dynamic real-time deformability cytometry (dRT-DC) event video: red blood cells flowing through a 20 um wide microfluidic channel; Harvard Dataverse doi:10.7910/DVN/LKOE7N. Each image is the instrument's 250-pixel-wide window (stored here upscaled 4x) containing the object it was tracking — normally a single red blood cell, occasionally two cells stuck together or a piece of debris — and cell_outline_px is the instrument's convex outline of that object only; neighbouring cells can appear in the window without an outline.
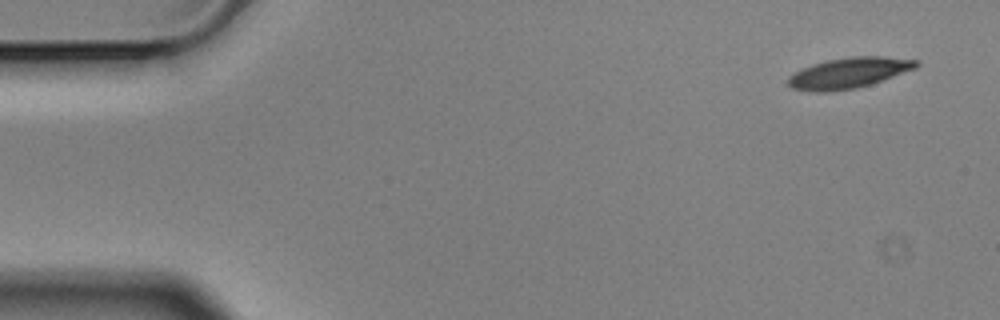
{"species": "Egyptian fruit bat (a non-hibernating species)", "species_latin": "Rousettus aegyptiacus", "temperature_condition": "cold", "stored_images_in_passage": 10, "camera_frame_rate_fps": 3000, "um_per_image_px": 0.085, "animal": {"sex": "male"}, "frame": {"image": 1, "passage_image": 1, "time_ms": 0.0, "image_size_px": [1000, 320], "cell_outline_px": [[920, 64], [916, 68], [872, 84], [856, 88], [828, 92], [812, 92], [792, 88], [788, 84], [788, 76], [812, 64], [828, 60], [848, 56], [884, 56], [920, 60]], "centroid_in_image_um": [72.18, 6.19], "position_along_channel_um": 12.8, "area_um2": 23.0}}
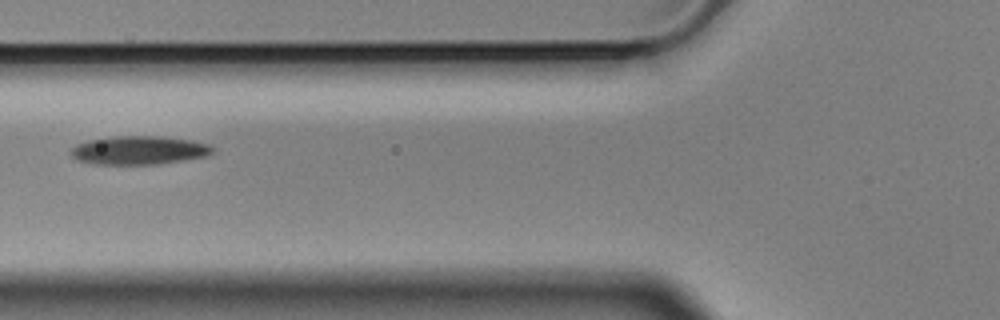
{"frame": {"image": 2, "passage_image": 6, "time_ms": 1.667, "image_size_px": [1000, 320], "cell_outline_px": [[216, 148], [208, 156], [160, 164], [92, 164], [76, 160], [68, 152], [76, 144], [88, 140], [112, 136], [160, 136], [192, 140], [208, 144]], "centroid_in_image_um": [11.8, 12.77], "position_along_channel_um": 114.0, "area_um2": 23.87}}
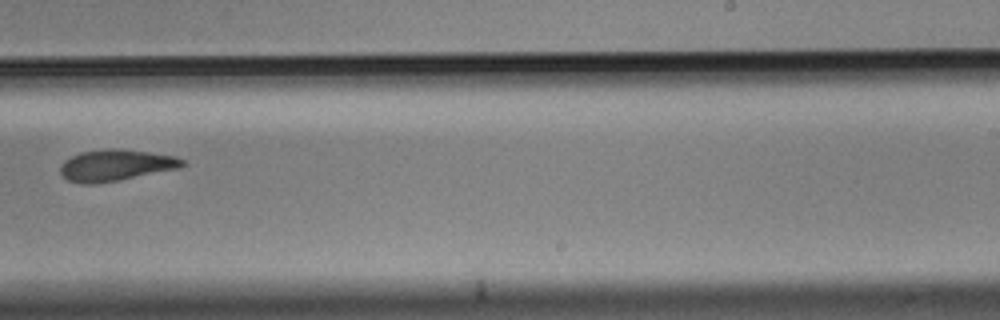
{"frame": {"image": 3, "passage_image": 10, "time_ms": 3.0, "image_size_px": [1000, 320], "cell_outline_px": [[188, 164], [180, 168], [120, 180], [96, 184], [80, 184], [68, 180], [60, 172], [60, 164], [64, 160], [80, 152], [108, 148], [112, 148], [148, 152], [176, 156], [184, 160]], "centroid_in_image_um": [9.85, 14.05], "position_along_channel_um": 279.2, "area_um2": 22.48}}